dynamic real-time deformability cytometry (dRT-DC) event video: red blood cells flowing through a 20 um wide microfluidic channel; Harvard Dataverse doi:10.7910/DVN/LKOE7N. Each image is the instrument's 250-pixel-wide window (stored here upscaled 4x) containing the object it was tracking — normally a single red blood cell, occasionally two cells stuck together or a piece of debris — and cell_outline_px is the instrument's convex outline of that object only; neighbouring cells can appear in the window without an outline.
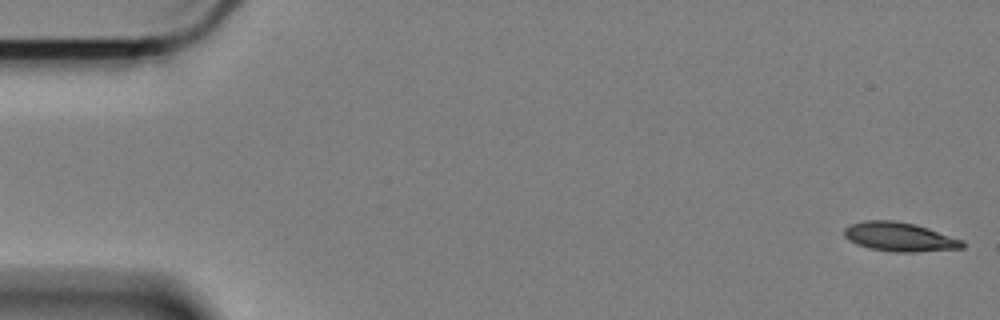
{"species": "Egyptian fruit bat (a non-hibernating species)", "species_latin": "Rousettus aegyptiacus", "temperature_condition": "cold", "stored_images_in_passage": 58, "camera_frame_rate_fps": 3000, "um_per_image_px": 0.085, "animal": {"sex": "female"}, "frame": {"image": 1, "passage_image": 1, "time_ms": 0.0, "image_size_px": [1000, 320], "cell_outline_px": [[964, 248], [916, 252], [896, 252], [872, 248], [856, 244], [848, 240], [844, 236], [844, 228], [852, 224], [864, 220], [896, 220], [916, 224], [964, 240]], "centroid_in_image_um": [76.48, 20.12], "position_along_channel_um": 8.5, "area_um2": 20.06}}
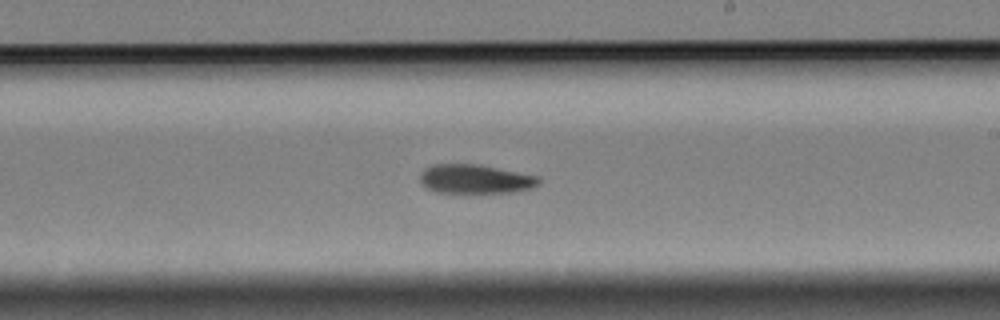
{"frame": {"image": 2, "passage_image": 34, "time_ms": 11.0, "image_size_px": [1000, 320], "cell_outline_px": [[540, 184], [532, 188], [516, 192], [436, 192], [428, 188], [420, 180], [420, 172], [424, 168], [432, 164], [476, 164], [540, 176]], "centroid_in_image_um": [40.42, 15.21], "position_along_channel_um": 248.6, "area_um2": 20.06}}
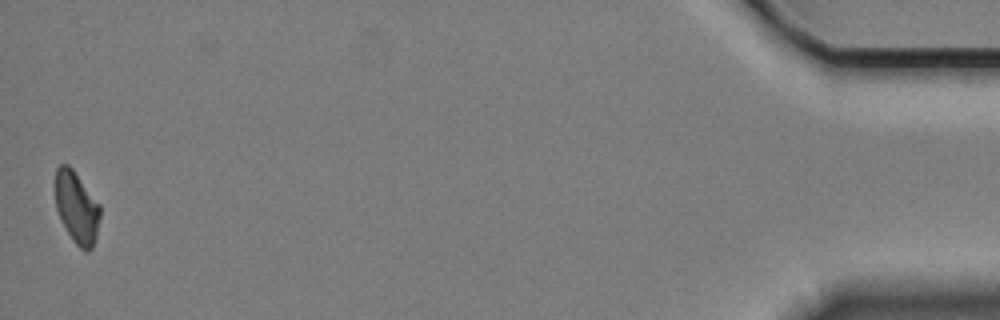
{"frame": {"image": 3, "passage_image": 58, "time_ms": 19.0, "image_size_px": [1000, 320], "cell_outline_px": [[100, 216], [96, 240], [92, 248], [88, 252], [84, 252], [72, 240], [60, 220], [56, 208], [56, 168], [60, 164], [68, 164], [72, 168], [100, 204]], "centroid_in_image_um": [6.53, 17.67], "position_along_channel_um": 428.7, "area_um2": 18.9}, "authors_computed_cell_mechanics": {"area_um2": 20.2589, "velocity_mm_per_s": 3.3786, "shape_relaxation_time_tau1_ms": 3.3865, "shape_relaxation_time_tau2_ms": null, "deformation_change_tau1": 0.1265, "deformation_change_tau2": null}}